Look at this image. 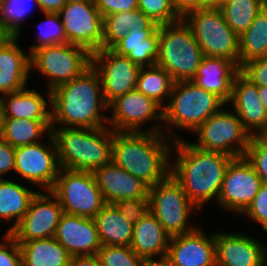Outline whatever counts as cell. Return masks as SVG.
<instances>
[{"mask_svg": "<svg viewBox=\"0 0 267 266\" xmlns=\"http://www.w3.org/2000/svg\"><path fill=\"white\" fill-rule=\"evenodd\" d=\"M233 158L222 152L199 149L186 139L175 140L170 175L201 212L208 202L217 204L225 171Z\"/></svg>", "mask_w": 267, "mask_h": 266, "instance_id": "6da1fadb", "label": "cell"}, {"mask_svg": "<svg viewBox=\"0 0 267 266\" xmlns=\"http://www.w3.org/2000/svg\"><path fill=\"white\" fill-rule=\"evenodd\" d=\"M108 111L99 74L92 65L81 75L51 91V127L108 126Z\"/></svg>", "mask_w": 267, "mask_h": 266, "instance_id": "7a4b0ae2", "label": "cell"}, {"mask_svg": "<svg viewBox=\"0 0 267 266\" xmlns=\"http://www.w3.org/2000/svg\"><path fill=\"white\" fill-rule=\"evenodd\" d=\"M173 142L164 133L114 131L112 161L151 187L170 175Z\"/></svg>", "mask_w": 267, "mask_h": 266, "instance_id": "3957f363", "label": "cell"}, {"mask_svg": "<svg viewBox=\"0 0 267 266\" xmlns=\"http://www.w3.org/2000/svg\"><path fill=\"white\" fill-rule=\"evenodd\" d=\"M61 168L94 172L112 161L114 131L108 127H51Z\"/></svg>", "mask_w": 267, "mask_h": 266, "instance_id": "277c9868", "label": "cell"}, {"mask_svg": "<svg viewBox=\"0 0 267 266\" xmlns=\"http://www.w3.org/2000/svg\"><path fill=\"white\" fill-rule=\"evenodd\" d=\"M225 105L220 97L197 86L192 80L174 82L168 103L163 107V133L173 141L182 139L178 130L193 134Z\"/></svg>", "mask_w": 267, "mask_h": 266, "instance_id": "5b68a950", "label": "cell"}, {"mask_svg": "<svg viewBox=\"0 0 267 266\" xmlns=\"http://www.w3.org/2000/svg\"><path fill=\"white\" fill-rule=\"evenodd\" d=\"M159 56L156 65L165 69L177 81L192 80L204 54L191 28L183 19L158 26Z\"/></svg>", "mask_w": 267, "mask_h": 266, "instance_id": "8992f818", "label": "cell"}, {"mask_svg": "<svg viewBox=\"0 0 267 266\" xmlns=\"http://www.w3.org/2000/svg\"><path fill=\"white\" fill-rule=\"evenodd\" d=\"M182 19L191 28L204 56L227 59L240 69L239 36L225 22L215 2Z\"/></svg>", "mask_w": 267, "mask_h": 266, "instance_id": "52a82bcc", "label": "cell"}, {"mask_svg": "<svg viewBox=\"0 0 267 266\" xmlns=\"http://www.w3.org/2000/svg\"><path fill=\"white\" fill-rule=\"evenodd\" d=\"M148 196L149 211L171 237L191 232L198 226L189 219L195 213L200 214V210L171 175L149 187Z\"/></svg>", "mask_w": 267, "mask_h": 266, "instance_id": "ba28073f", "label": "cell"}, {"mask_svg": "<svg viewBox=\"0 0 267 266\" xmlns=\"http://www.w3.org/2000/svg\"><path fill=\"white\" fill-rule=\"evenodd\" d=\"M91 66V54L70 43L41 47L30 54V73L43 75L48 91L73 80Z\"/></svg>", "mask_w": 267, "mask_h": 266, "instance_id": "9c48e42d", "label": "cell"}, {"mask_svg": "<svg viewBox=\"0 0 267 266\" xmlns=\"http://www.w3.org/2000/svg\"><path fill=\"white\" fill-rule=\"evenodd\" d=\"M211 115L195 132L197 148L228 154L234 158L246 154L251 134L244 128L238 115L231 109H225ZM228 110V111H227Z\"/></svg>", "mask_w": 267, "mask_h": 266, "instance_id": "30bf717a", "label": "cell"}, {"mask_svg": "<svg viewBox=\"0 0 267 266\" xmlns=\"http://www.w3.org/2000/svg\"><path fill=\"white\" fill-rule=\"evenodd\" d=\"M51 192L71 215L94 218L106 205L93 172L61 168Z\"/></svg>", "mask_w": 267, "mask_h": 266, "instance_id": "8fae6325", "label": "cell"}, {"mask_svg": "<svg viewBox=\"0 0 267 266\" xmlns=\"http://www.w3.org/2000/svg\"><path fill=\"white\" fill-rule=\"evenodd\" d=\"M108 110V127L113 131L163 133V107L137 89L115 99ZM147 122L149 126H143Z\"/></svg>", "mask_w": 267, "mask_h": 266, "instance_id": "7c38bea8", "label": "cell"}, {"mask_svg": "<svg viewBox=\"0 0 267 266\" xmlns=\"http://www.w3.org/2000/svg\"><path fill=\"white\" fill-rule=\"evenodd\" d=\"M67 43L93 54L103 49L104 18L94 0H67L58 12Z\"/></svg>", "mask_w": 267, "mask_h": 266, "instance_id": "4fadbf2b", "label": "cell"}, {"mask_svg": "<svg viewBox=\"0 0 267 266\" xmlns=\"http://www.w3.org/2000/svg\"><path fill=\"white\" fill-rule=\"evenodd\" d=\"M61 167L58 152L52 134H48L47 142L15 148V170L25 183L40 187L42 191H51Z\"/></svg>", "mask_w": 267, "mask_h": 266, "instance_id": "5bb4252c", "label": "cell"}, {"mask_svg": "<svg viewBox=\"0 0 267 266\" xmlns=\"http://www.w3.org/2000/svg\"><path fill=\"white\" fill-rule=\"evenodd\" d=\"M262 184L244 156L233 158L225 171L217 204L220 209L239 216L250 205Z\"/></svg>", "mask_w": 267, "mask_h": 266, "instance_id": "9a60e30c", "label": "cell"}, {"mask_svg": "<svg viewBox=\"0 0 267 266\" xmlns=\"http://www.w3.org/2000/svg\"><path fill=\"white\" fill-rule=\"evenodd\" d=\"M91 65L98 72L103 97L109 106L115 99L136 89L140 66L112 49L91 54Z\"/></svg>", "mask_w": 267, "mask_h": 266, "instance_id": "2e32d148", "label": "cell"}, {"mask_svg": "<svg viewBox=\"0 0 267 266\" xmlns=\"http://www.w3.org/2000/svg\"><path fill=\"white\" fill-rule=\"evenodd\" d=\"M58 198L51 191H38L18 224L9 232L17 242L54 237L63 215Z\"/></svg>", "mask_w": 267, "mask_h": 266, "instance_id": "e0dca14e", "label": "cell"}, {"mask_svg": "<svg viewBox=\"0 0 267 266\" xmlns=\"http://www.w3.org/2000/svg\"><path fill=\"white\" fill-rule=\"evenodd\" d=\"M253 237L214 231L216 266H267V244Z\"/></svg>", "mask_w": 267, "mask_h": 266, "instance_id": "ac0fdd59", "label": "cell"}, {"mask_svg": "<svg viewBox=\"0 0 267 266\" xmlns=\"http://www.w3.org/2000/svg\"><path fill=\"white\" fill-rule=\"evenodd\" d=\"M166 258L173 266H216L214 231L198 226L191 232L172 236Z\"/></svg>", "mask_w": 267, "mask_h": 266, "instance_id": "d6986e66", "label": "cell"}, {"mask_svg": "<svg viewBox=\"0 0 267 266\" xmlns=\"http://www.w3.org/2000/svg\"><path fill=\"white\" fill-rule=\"evenodd\" d=\"M227 106L238 115L251 136H262L267 132V112L260 100L258 86L241 71L234 77Z\"/></svg>", "mask_w": 267, "mask_h": 266, "instance_id": "ffe728a7", "label": "cell"}, {"mask_svg": "<svg viewBox=\"0 0 267 266\" xmlns=\"http://www.w3.org/2000/svg\"><path fill=\"white\" fill-rule=\"evenodd\" d=\"M54 238L70 256L97 254L102 247L93 218L63 213Z\"/></svg>", "mask_w": 267, "mask_h": 266, "instance_id": "44dd1931", "label": "cell"}, {"mask_svg": "<svg viewBox=\"0 0 267 266\" xmlns=\"http://www.w3.org/2000/svg\"><path fill=\"white\" fill-rule=\"evenodd\" d=\"M106 204L149 197V187L113 161L93 172Z\"/></svg>", "mask_w": 267, "mask_h": 266, "instance_id": "7402d4cb", "label": "cell"}, {"mask_svg": "<svg viewBox=\"0 0 267 266\" xmlns=\"http://www.w3.org/2000/svg\"><path fill=\"white\" fill-rule=\"evenodd\" d=\"M19 43L20 37L12 36L0 46V97L28 86L30 53Z\"/></svg>", "mask_w": 267, "mask_h": 266, "instance_id": "603a6c76", "label": "cell"}, {"mask_svg": "<svg viewBox=\"0 0 267 266\" xmlns=\"http://www.w3.org/2000/svg\"><path fill=\"white\" fill-rule=\"evenodd\" d=\"M46 92L43 96L36 88L25 87L2 95V118L51 121V91Z\"/></svg>", "mask_w": 267, "mask_h": 266, "instance_id": "cb8c5ba5", "label": "cell"}, {"mask_svg": "<svg viewBox=\"0 0 267 266\" xmlns=\"http://www.w3.org/2000/svg\"><path fill=\"white\" fill-rule=\"evenodd\" d=\"M239 71L232 61L204 56L192 81L228 104L232 96L233 80Z\"/></svg>", "mask_w": 267, "mask_h": 266, "instance_id": "d4e9b609", "label": "cell"}, {"mask_svg": "<svg viewBox=\"0 0 267 266\" xmlns=\"http://www.w3.org/2000/svg\"><path fill=\"white\" fill-rule=\"evenodd\" d=\"M170 238L157 218L148 211L134 224L130 247L143 259L164 258Z\"/></svg>", "mask_w": 267, "mask_h": 266, "instance_id": "484cf974", "label": "cell"}, {"mask_svg": "<svg viewBox=\"0 0 267 266\" xmlns=\"http://www.w3.org/2000/svg\"><path fill=\"white\" fill-rule=\"evenodd\" d=\"M112 50L119 55L127 56L140 67L154 66L159 56L158 29L129 30L126 37Z\"/></svg>", "mask_w": 267, "mask_h": 266, "instance_id": "4316f807", "label": "cell"}, {"mask_svg": "<svg viewBox=\"0 0 267 266\" xmlns=\"http://www.w3.org/2000/svg\"><path fill=\"white\" fill-rule=\"evenodd\" d=\"M37 192L8 177L0 179V223L4 221L5 224H11L6 233L12 231L23 218Z\"/></svg>", "mask_w": 267, "mask_h": 266, "instance_id": "83f0119b", "label": "cell"}, {"mask_svg": "<svg viewBox=\"0 0 267 266\" xmlns=\"http://www.w3.org/2000/svg\"><path fill=\"white\" fill-rule=\"evenodd\" d=\"M158 24L142 11H122L104 17L103 49H112L129 30H157Z\"/></svg>", "mask_w": 267, "mask_h": 266, "instance_id": "f1b7e54d", "label": "cell"}, {"mask_svg": "<svg viewBox=\"0 0 267 266\" xmlns=\"http://www.w3.org/2000/svg\"><path fill=\"white\" fill-rule=\"evenodd\" d=\"M103 245L130 246L133 224L127 221L113 204H106L93 218Z\"/></svg>", "mask_w": 267, "mask_h": 266, "instance_id": "f546056e", "label": "cell"}, {"mask_svg": "<svg viewBox=\"0 0 267 266\" xmlns=\"http://www.w3.org/2000/svg\"><path fill=\"white\" fill-rule=\"evenodd\" d=\"M18 243L22 266H68L70 255L54 237Z\"/></svg>", "mask_w": 267, "mask_h": 266, "instance_id": "4dcf8cb0", "label": "cell"}, {"mask_svg": "<svg viewBox=\"0 0 267 266\" xmlns=\"http://www.w3.org/2000/svg\"><path fill=\"white\" fill-rule=\"evenodd\" d=\"M50 133L51 121L2 118L0 137L14 148L47 140Z\"/></svg>", "mask_w": 267, "mask_h": 266, "instance_id": "1f68e13d", "label": "cell"}, {"mask_svg": "<svg viewBox=\"0 0 267 266\" xmlns=\"http://www.w3.org/2000/svg\"><path fill=\"white\" fill-rule=\"evenodd\" d=\"M240 68L248 61L267 56V7L257 13L252 24L239 36Z\"/></svg>", "mask_w": 267, "mask_h": 266, "instance_id": "d6a6232c", "label": "cell"}, {"mask_svg": "<svg viewBox=\"0 0 267 266\" xmlns=\"http://www.w3.org/2000/svg\"><path fill=\"white\" fill-rule=\"evenodd\" d=\"M174 82L171 75L157 65L141 67L136 89L164 107L168 103Z\"/></svg>", "mask_w": 267, "mask_h": 266, "instance_id": "836d02e7", "label": "cell"}, {"mask_svg": "<svg viewBox=\"0 0 267 266\" xmlns=\"http://www.w3.org/2000/svg\"><path fill=\"white\" fill-rule=\"evenodd\" d=\"M225 22L238 35H242L254 21L262 5L255 0H217Z\"/></svg>", "mask_w": 267, "mask_h": 266, "instance_id": "e575fe53", "label": "cell"}, {"mask_svg": "<svg viewBox=\"0 0 267 266\" xmlns=\"http://www.w3.org/2000/svg\"><path fill=\"white\" fill-rule=\"evenodd\" d=\"M37 0H0V22L12 36L22 37V24L32 15Z\"/></svg>", "mask_w": 267, "mask_h": 266, "instance_id": "d590c367", "label": "cell"}, {"mask_svg": "<svg viewBox=\"0 0 267 266\" xmlns=\"http://www.w3.org/2000/svg\"><path fill=\"white\" fill-rule=\"evenodd\" d=\"M45 19L38 23L36 43L29 46V53L41 47L67 43L64 28L58 13L45 12Z\"/></svg>", "mask_w": 267, "mask_h": 266, "instance_id": "8d00e7d4", "label": "cell"}, {"mask_svg": "<svg viewBox=\"0 0 267 266\" xmlns=\"http://www.w3.org/2000/svg\"><path fill=\"white\" fill-rule=\"evenodd\" d=\"M96 255L100 266H142L144 261L130 246L103 245Z\"/></svg>", "mask_w": 267, "mask_h": 266, "instance_id": "74e56055", "label": "cell"}, {"mask_svg": "<svg viewBox=\"0 0 267 266\" xmlns=\"http://www.w3.org/2000/svg\"><path fill=\"white\" fill-rule=\"evenodd\" d=\"M137 9L158 25L171 24L182 19L175 11L172 0H139Z\"/></svg>", "mask_w": 267, "mask_h": 266, "instance_id": "f35d334b", "label": "cell"}, {"mask_svg": "<svg viewBox=\"0 0 267 266\" xmlns=\"http://www.w3.org/2000/svg\"><path fill=\"white\" fill-rule=\"evenodd\" d=\"M244 157L250 162L262 183L267 184V138L262 136H251Z\"/></svg>", "mask_w": 267, "mask_h": 266, "instance_id": "ab89813d", "label": "cell"}, {"mask_svg": "<svg viewBox=\"0 0 267 266\" xmlns=\"http://www.w3.org/2000/svg\"><path fill=\"white\" fill-rule=\"evenodd\" d=\"M244 215L251 221L258 223L264 233L267 232V184L261 185L257 195L240 216Z\"/></svg>", "mask_w": 267, "mask_h": 266, "instance_id": "60d3db41", "label": "cell"}, {"mask_svg": "<svg viewBox=\"0 0 267 266\" xmlns=\"http://www.w3.org/2000/svg\"><path fill=\"white\" fill-rule=\"evenodd\" d=\"M124 218L131 224H135L149 211V197L121 200L114 204Z\"/></svg>", "mask_w": 267, "mask_h": 266, "instance_id": "b9f144b4", "label": "cell"}, {"mask_svg": "<svg viewBox=\"0 0 267 266\" xmlns=\"http://www.w3.org/2000/svg\"><path fill=\"white\" fill-rule=\"evenodd\" d=\"M0 238V266H22V254L19 243L9 234Z\"/></svg>", "mask_w": 267, "mask_h": 266, "instance_id": "7bdbcfd3", "label": "cell"}, {"mask_svg": "<svg viewBox=\"0 0 267 266\" xmlns=\"http://www.w3.org/2000/svg\"><path fill=\"white\" fill-rule=\"evenodd\" d=\"M240 71L255 85L267 87V56L246 62Z\"/></svg>", "mask_w": 267, "mask_h": 266, "instance_id": "ee69618b", "label": "cell"}, {"mask_svg": "<svg viewBox=\"0 0 267 266\" xmlns=\"http://www.w3.org/2000/svg\"><path fill=\"white\" fill-rule=\"evenodd\" d=\"M139 0H94L103 18L122 11H132L138 8Z\"/></svg>", "mask_w": 267, "mask_h": 266, "instance_id": "f6af8a7d", "label": "cell"}, {"mask_svg": "<svg viewBox=\"0 0 267 266\" xmlns=\"http://www.w3.org/2000/svg\"><path fill=\"white\" fill-rule=\"evenodd\" d=\"M15 170V148L0 137V179Z\"/></svg>", "mask_w": 267, "mask_h": 266, "instance_id": "bcb514c9", "label": "cell"}, {"mask_svg": "<svg viewBox=\"0 0 267 266\" xmlns=\"http://www.w3.org/2000/svg\"><path fill=\"white\" fill-rule=\"evenodd\" d=\"M211 3L210 0H172L173 7L181 18L191 11L206 7Z\"/></svg>", "mask_w": 267, "mask_h": 266, "instance_id": "7dc6e473", "label": "cell"}, {"mask_svg": "<svg viewBox=\"0 0 267 266\" xmlns=\"http://www.w3.org/2000/svg\"><path fill=\"white\" fill-rule=\"evenodd\" d=\"M68 266H100V262L96 254L77 255L70 256Z\"/></svg>", "mask_w": 267, "mask_h": 266, "instance_id": "c3c4849f", "label": "cell"}, {"mask_svg": "<svg viewBox=\"0 0 267 266\" xmlns=\"http://www.w3.org/2000/svg\"><path fill=\"white\" fill-rule=\"evenodd\" d=\"M67 0H37L38 9L42 12L58 13L65 5Z\"/></svg>", "mask_w": 267, "mask_h": 266, "instance_id": "681fc988", "label": "cell"}, {"mask_svg": "<svg viewBox=\"0 0 267 266\" xmlns=\"http://www.w3.org/2000/svg\"><path fill=\"white\" fill-rule=\"evenodd\" d=\"M142 266H173L166 258L144 259Z\"/></svg>", "mask_w": 267, "mask_h": 266, "instance_id": "f907efd6", "label": "cell"}, {"mask_svg": "<svg viewBox=\"0 0 267 266\" xmlns=\"http://www.w3.org/2000/svg\"><path fill=\"white\" fill-rule=\"evenodd\" d=\"M12 35L7 31V29L0 22V46L3 45Z\"/></svg>", "mask_w": 267, "mask_h": 266, "instance_id": "816d5d0a", "label": "cell"}, {"mask_svg": "<svg viewBox=\"0 0 267 266\" xmlns=\"http://www.w3.org/2000/svg\"><path fill=\"white\" fill-rule=\"evenodd\" d=\"M260 100L267 112V87L258 86Z\"/></svg>", "mask_w": 267, "mask_h": 266, "instance_id": "f5cc1de1", "label": "cell"}, {"mask_svg": "<svg viewBox=\"0 0 267 266\" xmlns=\"http://www.w3.org/2000/svg\"><path fill=\"white\" fill-rule=\"evenodd\" d=\"M1 125H2V103H1V97H0V131H1Z\"/></svg>", "mask_w": 267, "mask_h": 266, "instance_id": "db71d44e", "label": "cell"}, {"mask_svg": "<svg viewBox=\"0 0 267 266\" xmlns=\"http://www.w3.org/2000/svg\"><path fill=\"white\" fill-rule=\"evenodd\" d=\"M259 2L263 7H267V0H255Z\"/></svg>", "mask_w": 267, "mask_h": 266, "instance_id": "11a10c76", "label": "cell"}]
</instances>
